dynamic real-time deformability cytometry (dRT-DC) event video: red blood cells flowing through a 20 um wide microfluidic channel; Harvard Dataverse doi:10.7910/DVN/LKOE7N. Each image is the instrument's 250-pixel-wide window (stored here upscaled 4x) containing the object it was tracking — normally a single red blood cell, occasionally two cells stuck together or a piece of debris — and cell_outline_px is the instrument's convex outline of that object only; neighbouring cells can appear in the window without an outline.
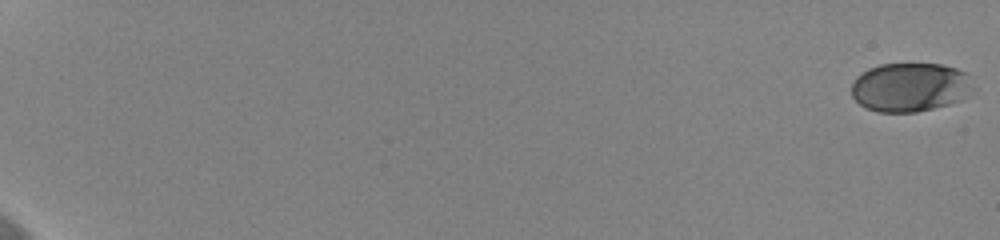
{"species": "human", "species_latin": "Homo sapiens", "temperature_condition": "cold", "stored_images_in_passage": 60, "camera_frame_rate_fps": 3000, "um_per_image_px": 0.085, "donor": {"sex": "female"}, "frame": {"image": 1, "passage_image": 1, "time_ms": 0.0, "image_size_px": [1000, 240], "cell_outline_px": [[972, 88], [960, 100], [948, 104], [916, 112], [880, 112], [864, 108], [852, 96], [852, 84], [856, 76], [868, 68], [880, 64], [944, 64], [956, 68], [964, 72]], "centroid_in_image_um": [77.29, 7.41], "position_along_channel_um": 7.7, "area_um2": 34.39}}
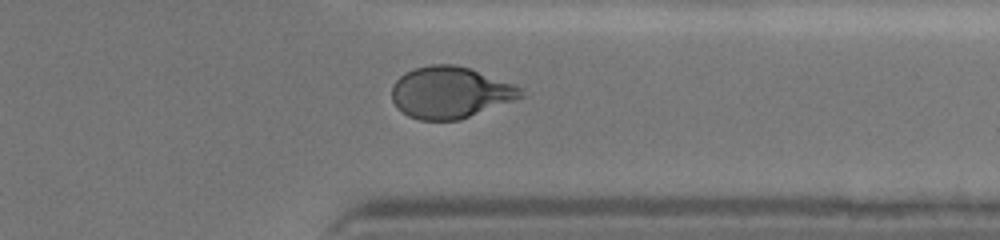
{"frame": {"image": 2, "passage_image": 50, "time_ms": 16.333, "image_size_px": [1000, 240], "cell_outline_px": [[528, 96], [460, 120], [420, 120], [408, 116], [396, 108], [392, 100], [392, 84], [400, 76], [416, 68], [432, 64], [456, 64], [472, 68], [512, 84], [520, 88]], "centroid_in_image_um": [38.29, 7.87], "position_along_channel_um": 373.1, "area_um2": 39.13}}
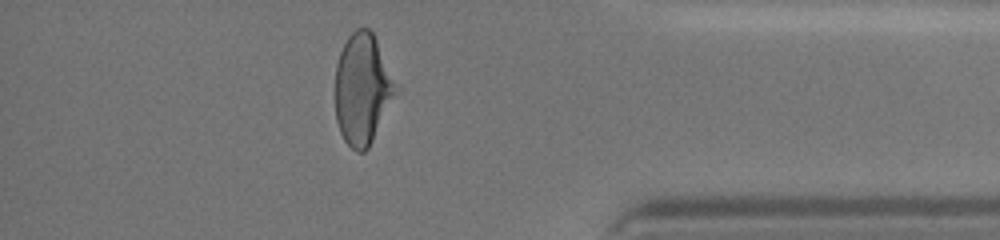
{"frame": {"image": 3, "passage_image": 54, "time_ms": 17.667, "image_size_px": [1000, 240], "cell_outline_px": [[396, 84], [372, 140], [368, 148], [364, 152], [356, 152], [344, 140], [340, 132], [336, 120], [336, 64], [340, 52], [348, 36], [356, 28], [368, 28], [372, 32], [376, 40]], "centroid_in_image_um": [30.73, 7.54], "position_along_channel_um": 404.5, "area_um2": 37.57}, "authors_computed_cell_mechanics": {"area_um2": 38.3503, "velocity_mm_per_s": 3.6364, "shape_relaxation_time_tau1_ms": 4.1902, "shape_relaxation_time_tau2_ms": 1.0253, "deformation_change_tau1": 0.1564, "deformation_change_tau2": 0.0602}}